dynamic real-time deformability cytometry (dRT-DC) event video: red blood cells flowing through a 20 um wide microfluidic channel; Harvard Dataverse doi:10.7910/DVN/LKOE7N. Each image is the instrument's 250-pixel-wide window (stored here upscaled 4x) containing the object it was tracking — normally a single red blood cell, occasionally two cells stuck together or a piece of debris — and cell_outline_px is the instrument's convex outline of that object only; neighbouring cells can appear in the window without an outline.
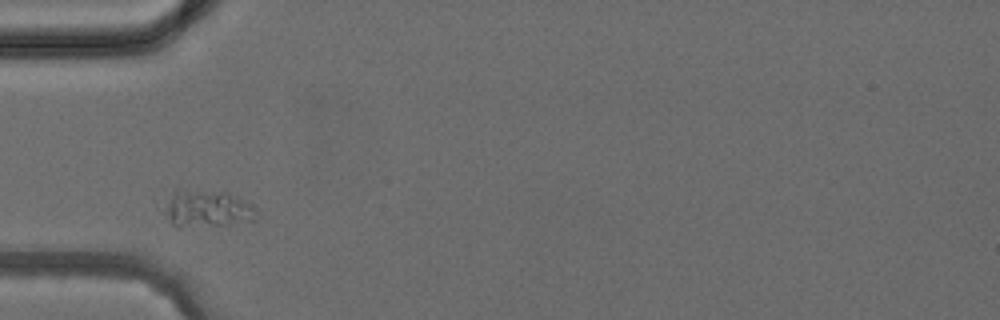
{"species": "common noctule bat (a hibernating species)", "species_latin": "Nyctalus noctula", "temperature_condition": "cold", "stored_images_in_passage": 4, "camera_frame_rate_fps": 3000, "um_per_image_px": 0.085, "animal": {"sex": "female", "body_mass_g": 24.6, "forearm_length_mm": 56.2}, "frame": {"image": 1, "passage_image": 4, "time_ms": 3.667, "image_size_px": [1000, 320], "cell_outline_px": [[256, 220], [216, 224], [172, 224], [164, 212], [168, 200], [172, 192], [176, 188], [180, 188], [228, 192], [252, 204], [256, 208]], "centroid_in_image_um": [17.63, 17.65], "position_along_channel_um": 67.4, "area_um2": 19.25}}